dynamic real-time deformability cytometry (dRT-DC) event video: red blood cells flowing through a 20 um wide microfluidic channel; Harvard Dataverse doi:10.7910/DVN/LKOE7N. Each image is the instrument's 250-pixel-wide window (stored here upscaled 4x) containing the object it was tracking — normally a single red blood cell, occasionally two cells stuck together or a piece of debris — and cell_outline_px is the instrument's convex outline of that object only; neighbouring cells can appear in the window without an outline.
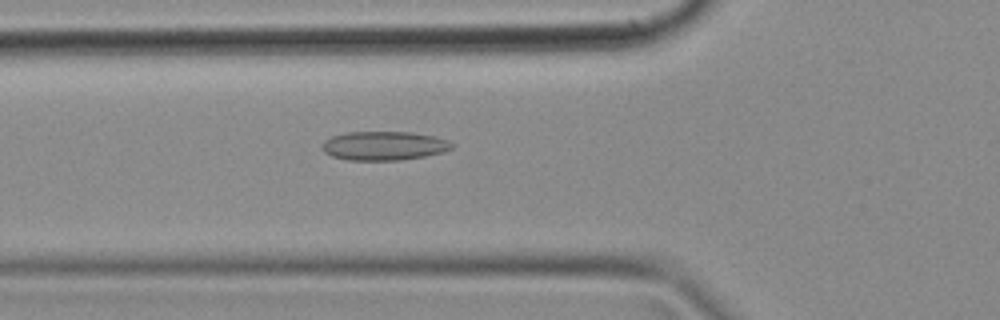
{"species": "common noctule bat (a hibernating species)", "species_latin": "Nyctalus noctula", "temperature_condition": "cold", "stored_images_in_passage": 50, "camera_frame_rate_fps": 3000, "um_per_image_px": 0.085, "animal": {"sex": "female", "body_mass_g": 18.4}, "frame": {"image": 1, "passage_image": 17, "time_ms": 5.333, "image_size_px": [1000, 320], "cell_outline_px": [[456, 144], [452, 148], [444, 152], [424, 156], [400, 160], [348, 160], [332, 156], [324, 152], [324, 140], [332, 136], [348, 132], [412, 132], [436, 136], [448, 140]], "centroid_in_image_um": [32.7, 12.38], "position_along_channel_um": 93.1, "area_um2": 21.91}}
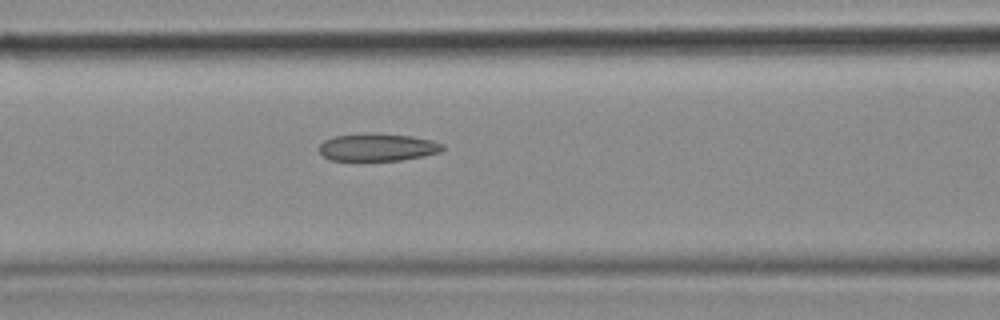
{"frame": {"image": 2, "passage_image": 20, "time_ms": 6.333, "image_size_px": [1000, 320], "cell_outline_px": [[444, 148], [440, 152], [424, 156], [400, 160], [328, 160], [316, 148], [324, 140], [332, 136], [368, 132], [372, 132], [412, 136], [432, 140], [444, 144]], "centroid_in_image_um": [32.06, 12.5], "position_along_channel_um": 134.5, "area_um2": 20.17}}
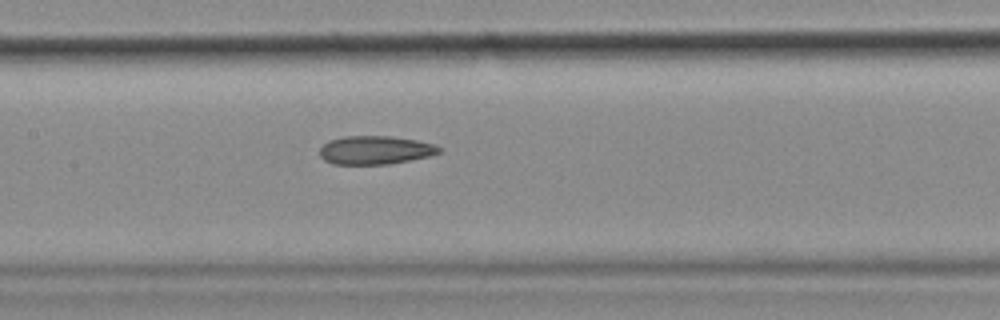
{"frame": {"image": 3, "passage_image": 23, "time_ms": 7.333, "image_size_px": [1000, 320], "cell_outline_px": [[444, 148], [440, 152], [428, 156], [388, 164], [332, 164], [324, 160], [320, 156], [320, 148], [328, 140], [344, 136], [392, 136], [416, 140], [436, 144]], "centroid_in_image_um": [31.9, 12.75], "position_along_channel_um": 175.5, "area_um2": 19.88}}